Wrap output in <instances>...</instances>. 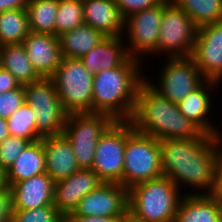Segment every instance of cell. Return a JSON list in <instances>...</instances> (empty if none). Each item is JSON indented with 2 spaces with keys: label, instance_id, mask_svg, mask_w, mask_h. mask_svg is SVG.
I'll list each match as a JSON object with an SVG mask.
<instances>
[{
  "label": "cell",
  "instance_id": "1",
  "mask_svg": "<svg viewBox=\"0 0 222 222\" xmlns=\"http://www.w3.org/2000/svg\"><path fill=\"white\" fill-rule=\"evenodd\" d=\"M218 142L214 135L201 133L192 139L160 140L161 168L164 176L182 186L193 187L186 194H214L216 191ZM185 184V185H184ZM206 190V192H204Z\"/></svg>",
  "mask_w": 222,
  "mask_h": 222
},
{
  "label": "cell",
  "instance_id": "2",
  "mask_svg": "<svg viewBox=\"0 0 222 222\" xmlns=\"http://www.w3.org/2000/svg\"><path fill=\"white\" fill-rule=\"evenodd\" d=\"M133 128L158 140L192 139L202 132L179 110L176 103L164 98L145 79L140 83L133 115Z\"/></svg>",
  "mask_w": 222,
  "mask_h": 222
},
{
  "label": "cell",
  "instance_id": "3",
  "mask_svg": "<svg viewBox=\"0 0 222 222\" xmlns=\"http://www.w3.org/2000/svg\"><path fill=\"white\" fill-rule=\"evenodd\" d=\"M141 63L130 58L123 66L105 69L94 75L92 113H104L114 120L131 119L138 87L145 79Z\"/></svg>",
  "mask_w": 222,
  "mask_h": 222
},
{
  "label": "cell",
  "instance_id": "4",
  "mask_svg": "<svg viewBox=\"0 0 222 222\" xmlns=\"http://www.w3.org/2000/svg\"><path fill=\"white\" fill-rule=\"evenodd\" d=\"M181 191L167 176L128 189V211L143 222H174Z\"/></svg>",
  "mask_w": 222,
  "mask_h": 222
},
{
  "label": "cell",
  "instance_id": "5",
  "mask_svg": "<svg viewBox=\"0 0 222 222\" xmlns=\"http://www.w3.org/2000/svg\"><path fill=\"white\" fill-rule=\"evenodd\" d=\"M93 77L79 58H61L51 79L67 114L92 113Z\"/></svg>",
  "mask_w": 222,
  "mask_h": 222
},
{
  "label": "cell",
  "instance_id": "6",
  "mask_svg": "<svg viewBox=\"0 0 222 222\" xmlns=\"http://www.w3.org/2000/svg\"><path fill=\"white\" fill-rule=\"evenodd\" d=\"M160 140L134 130L124 149L123 187L161 177Z\"/></svg>",
  "mask_w": 222,
  "mask_h": 222
},
{
  "label": "cell",
  "instance_id": "7",
  "mask_svg": "<svg viewBox=\"0 0 222 222\" xmlns=\"http://www.w3.org/2000/svg\"><path fill=\"white\" fill-rule=\"evenodd\" d=\"M114 121L104 113L67 114L62 134L70 142L80 168H92L99 138Z\"/></svg>",
  "mask_w": 222,
  "mask_h": 222
},
{
  "label": "cell",
  "instance_id": "8",
  "mask_svg": "<svg viewBox=\"0 0 222 222\" xmlns=\"http://www.w3.org/2000/svg\"><path fill=\"white\" fill-rule=\"evenodd\" d=\"M134 130L129 120H115L99 138L91 169L103 182L123 186L124 149Z\"/></svg>",
  "mask_w": 222,
  "mask_h": 222
},
{
  "label": "cell",
  "instance_id": "9",
  "mask_svg": "<svg viewBox=\"0 0 222 222\" xmlns=\"http://www.w3.org/2000/svg\"><path fill=\"white\" fill-rule=\"evenodd\" d=\"M25 102L36 116V130L42 136L62 135L67 113L64 111L51 78L24 85Z\"/></svg>",
  "mask_w": 222,
  "mask_h": 222
},
{
  "label": "cell",
  "instance_id": "10",
  "mask_svg": "<svg viewBox=\"0 0 222 222\" xmlns=\"http://www.w3.org/2000/svg\"><path fill=\"white\" fill-rule=\"evenodd\" d=\"M196 32L188 14L171 0L163 9L157 54L166 53L168 58L191 56Z\"/></svg>",
  "mask_w": 222,
  "mask_h": 222
},
{
  "label": "cell",
  "instance_id": "11",
  "mask_svg": "<svg viewBox=\"0 0 222 222\" xmlns=\"http://www.w3.org/2000/svg\"><path fill=\"white\" fill-rule=\"evenodd\" d=\"M170 1L164 0L155 7L138 11L124 19L123 35L128 36L126 46L131 58L141 61V55L144 57L146 54L152 56L157 53L163 9Z\"/></svg>",
  "mask_w": 222,
  "mask_h": 222
},
{
  "label": "cell",
  "instance_id": "12",
  "mask_svg": "<svg viewBox=\"0 0 222 222\" xmlns=\"http://www.w3.org/2000/svg\"><path fill=\"white\" fill-rule=\"evenodd\" d=\"M166 65H162V72L158 75L159 82L152 84L149 79L147 81L152 87L158 91L164 98L178 104L186 98L189 93L198 88L206 79L196 67L192 58L174 57L166 58Z\"/></svg>",
  "mask_w": 222,
  "mask_h": 222
},
{
  "label": "cell",
  "instance_id": "13",
  "mask_svg": "<svg viewBox=\"0 0 222 222\" xmlns=\"http://www.w3.org/2000/svg\"><path fill=\"white\" fill-rule=\"evenodd\" d=\"M128 211V189L118 183H102L65 216L108 217L119 219Z\"/></svg>",
  "mask_w": 222,
  "mask_h": 222
},
{
  "label": "cell",
  "instance_id": "14",
  "mask_svg": "<svg viewBox=\"0 0 222 222\" xmlns=\"http://www.w3.org/2000/svg\"><path fill=\"white\" fill-rule=\"evenodd\" d=\"M190 57L206 80L222 83V21L197 28Z\"/></svg>",
  "mask_w": 222,
  "mask_h": 222
},
{
  "label": "cell",
  "instance_id": "15",
  "mask_svg": "<svg viewBox=\"0 0 222 222\" xmlns=\"http://www.w3.org/2000/svg\"><path fill=\"white\" fill-rule=\"evenodd\" d=\"M104 183L92 170L80 168L70 177L54 183V207L63 215L72 213L79 201Z\"/></svg>",
  "mask_w": 222,
  "mask_h": 222
},
{
  "label": "cell",
  "instance_id": "16",
  "mask_svg": "<svg viewBox=\"0 0 222 222\" xmlns=\"http://www.w3.org/2000/svg\"><path fill=\"white\" fill-rule=\"evenodd\" d=\"M22 44L37 74L41 78H51L62 58L59 38L49 33L30 31Z\"/></svg>",
  "mask_w": 222,
  "mask_h": 222
},
{
  "label": "cell",
  "instance_id": "17",
  "mask_svg": "<svg viewBox=\"0 0 222 222\" xmlns=\"http://www.w3.org/2000/svg\"><path fill=\"white\" fill-rule=\"evenodd\" d=\"M46 173L54 182L66 179L80 169L68 139L62 135L42 138Z\"/></svg>",
  "mask_w": 222,
  "mask_h": 222
},
{
  "label": "cell",
  "instance_id": "18",
  "mask_svg": "<svg viewBox=\"0 0 222 222\" xmlns=\"http://www.w3.org/2000/svg\"><path fill=\"white\" fill-rule=\"evenodd\" d=\"M218 84L219 82L214 80H205L198 88L177 104L180 112L202 133L214 136L218 129L209 118V112L212 109V98L208 91H214L215 86L218 88Z\"/></svg>",
  "mask_w": 222,
  "mask_h": 222
},
{
  "label": "cell",
  "instance_id": "19",
  "mask_svg": "<svg viewBox=\"0 0 222 222\" xmlns=\"http://www.w3.org/2000/svg\"><path fill=\"white\" fill-rule=\"evenodd\" d=\"M84 24L91 26L105 37L123 36L124 19L115 0H84Z\"/></svg>",
  "mask_w": 222,
  "mask_h": 222
},
{
  "label": "cell",
  "instance_id": "20",
  "mask_svg": "<svg viewBox=\"0 0 222 222\" xmlns=\"http://www.w3.org/2000/svg\"><path fill=\"white\" fill-rule=\"evenodd\" d=\"M123 37H104L83 55L80 60L87 71L95 75L105 69L123 66L131 58Z\"/></svg>",
  "mask_w": 222,
  "mask_h": 222
},
{
  "label": "cell",
  "instance_id": "21",
  "mask_svg": "<svg viewBox=\"0 0 222 222\" xmlns=\"http://www.w3.org/2000/svg\"><path fill=\"white\" fill-rule=\"evenodd\" d=\"M174 222H222L218 194H183Z\"/></svg>",
  "mask_w": 222,
  "mask_h": 222
},
{
  "label": "cell",
  "instance_id": "22",
  "mask_svg": "<svg viewBox=\"0 0 222 222\" xmlns=\"http://www.w3.org/2000/svg\"><path fill=\"white\" fill-rule=\"evenodd\" d=\"M54 183L47 173L13 183L10 187L14 193L15 210L53 205Z\"/></svg>",
  "mask_w": 222,
  "mask_h": 222
},
{
  "label": "cell",
  "instance_id": "23",
  "mask_svg": "<svg viewBox=\"0 0 222 222\" xmlns=\"http://www.w3.org/2000/svg\"><path fill=\"white\" fill-rule=\"evenodd\" d=\"M46 173L42 139L29 143L6 171L8 186Z\"/></svg>",
  "mask_w": 222,
  "mask_h": 222
},
{
  "label": "cell",
  "instance_id": "24",
  "mask_svg": "<svg viewBox=\"0 0 222 222\" xmlns=\"http://www.w3.org/2000/svg\"><path fill=\"white\" fill-rule=\"evenodd\" d=\"M0 67L8 70L21 85L41 79L22 43L0 46Z\"/></svg>",
  "mask_w": 222,
  "mask_h": 222
},
{
  "label": "cell",
  "instance_id": "25",
  "mask_svg": "<svg viewBox=\"0 0 222 222\" xmlns=\"http://www.w3.org/2000/svg\"><path fill=\"white\" fill-rule=\"evenodd\" d=\"M104 37L99 31L83 23L58 37L61 56L80 59Z\"/></svg>",
  "mask_w": 222,
  "mask_h": 222
},
{
  "label": "cell",
  "instance_id": "26",
  "mask_svg": "<svg viewBox=\"0 0 222 222\" xmlns=\"http://www.w3.org/2000/svg\"><path fill=\"white\" fill-rule=\"evenodd\" d=\"M59 0H28L26 7L31 32L55 35V17Z\"/></svg>",
  "mask_w": 222,
  "mask_h": 222
},
{
  "label": "cell",
  "instance_id": "27",
  "mask_svg": "<svg viewBox=\"0 0 222 222\" xmlns=\"http://www.w3.org/2000/svg\"><path fill=\"white\" fill-rule=\"evenodd\" d=\"M29 32L26 9L0 12V46L22 43Z\"/></svg>",
  "mask_w": 222,
  "mask_h": 222
},
{
  "label": "cell",
  "instance_id": "28",
  "mask_svg": "<svg viewBox=\"0 0 222 222\" xmlns=\"http://www.w3.org/2000/svg\"><path fill=\"white\" fill-rule=\"evenodd\" d=\"M172 1L188 14L197 28L222 21V0Z\"/></svg>",
  "mask_w": 222,
  "mask_h": 222
},
{
  "label": "cell",
  "instance_id": "29",
  "mask_svg": "<svg viewBox=\"0 0 222 222\" xmlns=\"http://www.w3.org/2000/svg\"><path fill=\"white\" fill-rule=\"evenodd\" d=\"M33 109L24 102L7 120L10 136L23 138L30 143L41 140L43 137L36 130V121Z\"/></svg>",
  "mask_w": 222,
  "mask_h": 222
},
{
  "label": "cell",
  "instance_id": "30",
  "mask_svg": "<svg viewBox=\"0 0 222 222\" xmlns=\"http://www.w3.org/2000/svg\"><path fill=\"white\" fill-rule=\"evenodd\" d=\"M84 23L83 1L59 0L55 17V35L73 30Z\"/></svg>",
  "mask_w": 222,
  "mask_h": 222
},
{
  "label": "cell",
  "instance_id": "31",
  "mask_svg": "<svg viewBox=\"0 0 222 222\" xmlns=\"http://www.w3.org/2000/svg\"><path fill=\"white\" fill-rule=\"evenodd\" d=\"M11 222H64V216L54 205L35 209L15 210Z\"/></svg>",
  "mask_w": 222,
  "mask_h": 222
},
{
  "label": "cell",
  "instance_id": "32",
  "mask_svg": "<svg viewBox=\"0 0 222 222\" xmlns=\"http://www.w3.org/2000/svg\"><path fill=\"white\" fill-rule=\"evenodd\" d=\"M30 142L16 136H9L0 142V166L7 169Z\"/></svg>",
  "mask_w": 222,
  "mask_h": 222
},
{
  "label": "cell",
  "instance_id": "33",
  "mask_svg": "<svg viewBox=\"0 0 222 222\" xmlns=\"http://www.w3.org/2000/svg\"><path fill=\"white\" fill-rule=\"evenodd\" d=\"M25 102L24 85L0 93V117L8 119Z\"/></svg>",
  "mask_w": 222,
  "mask_h": 222
},
{
  "label": "cell",
  "instance_id": "34",
  "mask_svg": "<svg viewBox=\"0 0 222 222\" xmlns=\"http://www.w3.org/2000/svg\"><path fill=\"white\" fill-rule=\"evenodd\" d=\"M116 5L123 19L133 13L155 7L161 4L164 0H115Z\"/></svg>",
  "mask_w": 222,
  "mask_h": 222
},
{
  "label": "cell",
  "instance_id": "35",
  "mask_svg": "<svg viewBox=\"0 0 222 222\" xmlns=\"http://www.w3.org/2000/svg\"><path fill=\"white\" fill-rule=\"evenodd\" d=\"M15 212L14 193L10 186L0 188V222H11Z\"/></svg>",
  "mask_w": 222,
  "mask_h": 222
},
{
  "label": "cell",
  "instance_id": "36",
  "mask_svg": "<svg viewBox=\"0 0 222 222\" xmlns=\"http://www.w3.org/2000/svg\"><path fill=\"white\" fill-rule=\"evenodd\" d=\"M19 81L8 71L0 67V93L20 87Z\"/></svg>",
  "mask_w": 222,
  "mask_h": 222
},
{
  "label": "cell",
  "instance_id": "37",
  "mask_svg": "<svg viewBox=\"0 0 222 222\" xmlns=\"http://www.w3.org/2000/svg\"><path fill=\"white\" fill-rule=\"evenodd\" d=\"M64 222H118V219L96 216H64Z\"/></svg>",
  "mask_w": 222,
  "mask_h": 222
},
{
  "label": "cell",
  "instance_id": "38",
  "mask_svg": "<svg viewBox=\"0 0 222 222\" xmlns=\"http://www.w3.org/2000/svg\"><path fill=\"white\" fill-rule=\"evenodd\" d=\"M28 0H0V12L12 9H26Z\"/></svg>",
  "mask_w": 222,
  "mask_h": 222
},
{
  "label": "cell",
  "instance_id": "39",
  "mask_svg": "<svg viewBox=\"0 0 222 222\" xmlns=\"http://www.w3.org/2000/svg\"><path fill=\"white\" fill-rule=\"evenodd\" d=\"M222 144H218L217 149V173H216V191L222 193Z\"/></svg>",
  "mask_w": 222,
  "mask_h": 222
},
{
  "label": "cell",
  "instance_id": "40",
  "mask_svg": "<svg viewBox=\"0 0 222 222\" xmlns=\"http://www.w3.org/2000/svg\"><path fill=\"white\" fill-rule=\"evenodd\" d=\"M10 136L7 120L0 117V142Z\"/></svg>",
  "mask_w": 222,
  "mask_h": 222
},
{
  "label": "cell",
  "instance_id": "41",
  "mask_svg": "<svg viewBox=\"0 0 222 222\" xmlns=\"http://www.w3.org/2000/svg\"><path fill=\"white\" fill-rule=\"evenodd\" d=\"M118 222H143L142 220L136 218L132 215L129 211L123 214L119 219Z\"/></svg>",
  "mask_w": 222,
  "mask_h": 222
},
{
  "label": "cell",
  "instance_id": "42",
  "mask_svg": "<svg viewBox=\"0 0 222 222\" xmlns=\"http://www.w3.org/2000/svg\"><path fill=\"white\" fill-rule=\"evenodd\" d=\"M6 185V171L0 166V188Z\"/></svg>",
  "mask_w": 222,
  "mask_h": 222
},
{
  "label": "cell",
  "instance_id": "43",
  "mask_svg": "<svg viewBox=\"0 0 222 222\" xmlns=\"http://www.w3.org/2000/svg\"><path fill=\"white\" fill-rule=\"evenodd\" d=\"M220 132H221V131L218 129L217 132H216V135H215L218 144H221V143H222V136H221V135H222V132H221V134H220Z\"/></svg>",
  "mask_w": 222,
  "mask_h": 222
},
{
  "label": "cell",
  "instance_id": "44",
  "mask_svg": "<svg viewBox=\"0 0 222 222\" xmlns=\"http://www.w3.org/2000/svg\"><path fill=\"white\" fill-rule=\"evenodd\" d=\"M215 194H218L221 198V201H222V193H215Z\"/></svg>",
  "mask_w": 222,
  "mask_h": 222
}]
</instances>
